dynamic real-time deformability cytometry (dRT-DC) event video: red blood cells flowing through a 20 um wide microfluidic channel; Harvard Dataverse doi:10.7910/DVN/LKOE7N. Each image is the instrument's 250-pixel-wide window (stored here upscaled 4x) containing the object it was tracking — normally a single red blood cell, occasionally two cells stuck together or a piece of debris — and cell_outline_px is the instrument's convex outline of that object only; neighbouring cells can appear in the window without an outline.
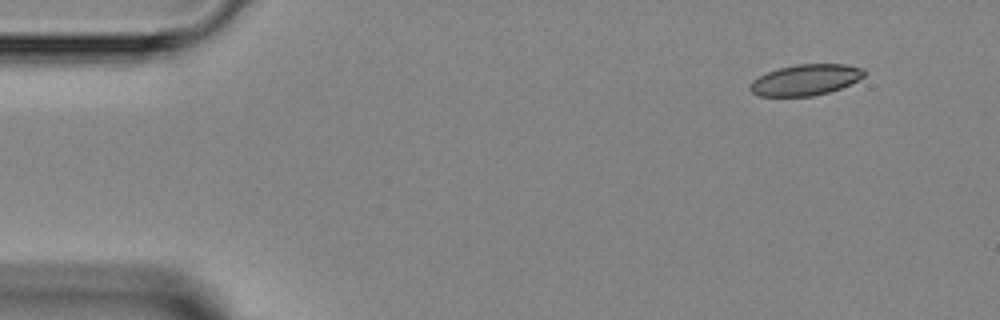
{"species": "Egyptian fruit bat (a non-hibernating species)", "species_latin": "Rousettus aegyptiacus", "temperature_condition": "room temperature", "stored_images_in_passage": 7, "camera_frame_rate_fps": 3000, "um_per_image_px": 0.085, "animal": {"sex": "female"}, "frame": {"image": 1, "passage_image": 1, "time_ms": 0.0, "image_size_px": [1000, 320], "cell_outline_px": [[864, 76], [840, 88], [828, 92], [812, 96], [756, 96], [748, 88], [748, 84], [752, 80], [768, 72], [780, 68], [796, 64], [844, 64], [864, 68]], "centroid_in_image_um": [68.42, 6.79], "position_along_channel_um": 16.6, "area_um2": 20.46}}
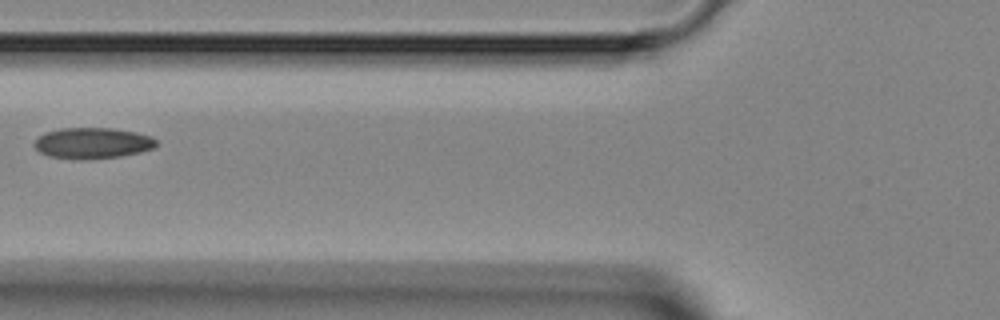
{"frame": {"image": 2, "passage_image": 5, "time_ms": 4.667, "image_size_px": [1000, 320], "cell_outline_px": [[156, 144], [152, 148], [140, 152], [120, 156], [92, 160], [72, 160], [48, 156], [40, 152], [32, 144], [44, 132], [60, 128], [112, 128], [136, 132], [152, 136], [156, 140]], "centroid_in_image_um": [7.83, 12.18], "position_along_channel_um": 118.0, "area_um2": 22.31}}
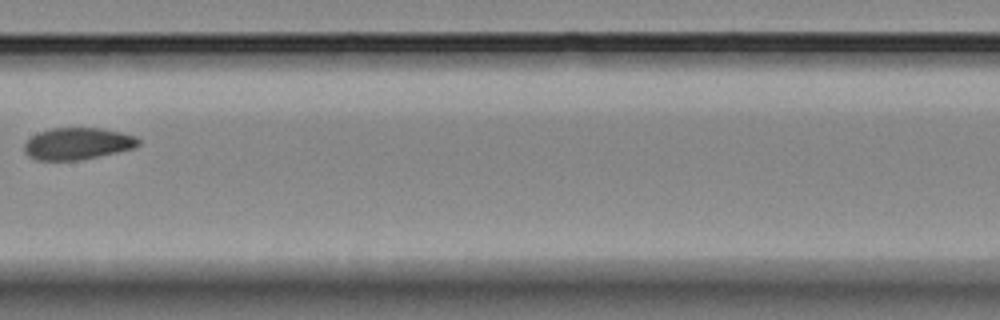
{"frame": {"image": 3, "passage_image": 7, "time_ms": 6.667, "image_size_px": [1000, 320], "cell_outline_px": [[140, 144], [132, 148], [116, 152], [76, 160], [36, 160], [28, 156], [24, 152], [24, 144], [32, 136], [40, 132], [52, 128], [100, 128], [120, 132], [136, 136], [140, 140]], "centroid_in_image_um": [6.57, 12.2], "position_along_channel_um": 200.8, "area_um2": 20.92}}